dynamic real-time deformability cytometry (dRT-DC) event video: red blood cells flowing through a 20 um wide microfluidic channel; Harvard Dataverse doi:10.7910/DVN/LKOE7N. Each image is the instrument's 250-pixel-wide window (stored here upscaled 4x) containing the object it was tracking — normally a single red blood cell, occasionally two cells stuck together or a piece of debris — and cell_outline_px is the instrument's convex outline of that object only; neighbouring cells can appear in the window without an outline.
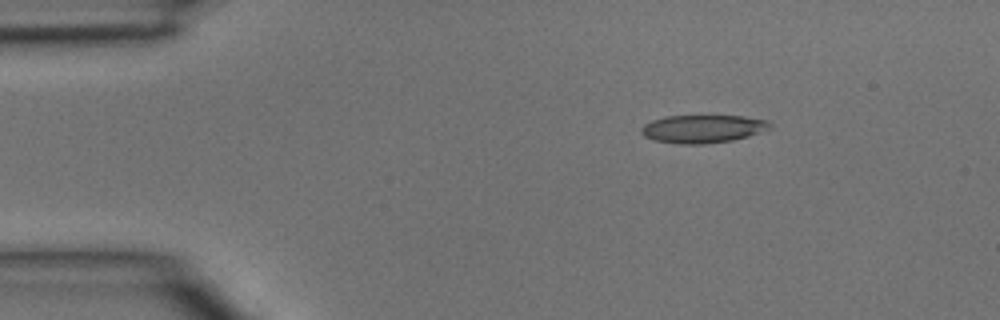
{"species": "common noctule bat (a hibernating species)", "species_latin": "Nyctalus noctula", "temperature_condition": "room temperature", "stored_images_in_passage": 4, "camera_frame_rate_fps": 3000, "um_per_image_px": 0.085, "animal": {"sex": "male", "body_mass_g": 15.6}, "frame": {"image": 1, "passage_image": 2, "time_ms": 0.333, "image_size_px": [1000, 320], "cell_outline_px": [[772, 124], [768, 128], [760, 132], [748, 136], [732, 140], [704, 144], [680, 144], [652, 140], [644, 136], [640, 132], [640, 128], [644, 124], [652, 120], [664, 116], [744, 116], [768, 120]], "centroid_in_image_um": [59.69, 10.95], "position_along_channel_um": 25.3, "area_um2": 21.04}}
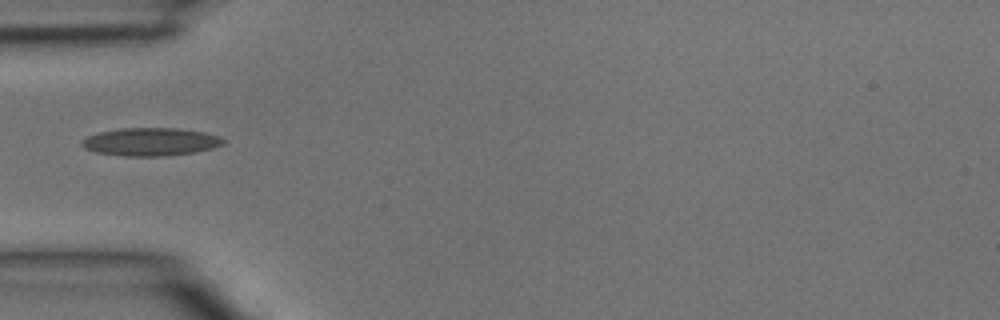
{"frame": {"image": 2, "passage_image": 4, "time_ms": 1.0, "image_size_px": [1000, 320], "cell_outline_px": [[224, 144], [212, 148], [196, 152], [164, 156], [124, 156], [96, 152], [84, 148], [80, 144], [88, 136], [100, 132], [120, 128], [176, 128], [204, 132], [220, 136], [224, 140]], "centroid_in_image_um": [12.82, 12.05], "position_along_channel_um": 72.2, "area_um2": 23.0}}